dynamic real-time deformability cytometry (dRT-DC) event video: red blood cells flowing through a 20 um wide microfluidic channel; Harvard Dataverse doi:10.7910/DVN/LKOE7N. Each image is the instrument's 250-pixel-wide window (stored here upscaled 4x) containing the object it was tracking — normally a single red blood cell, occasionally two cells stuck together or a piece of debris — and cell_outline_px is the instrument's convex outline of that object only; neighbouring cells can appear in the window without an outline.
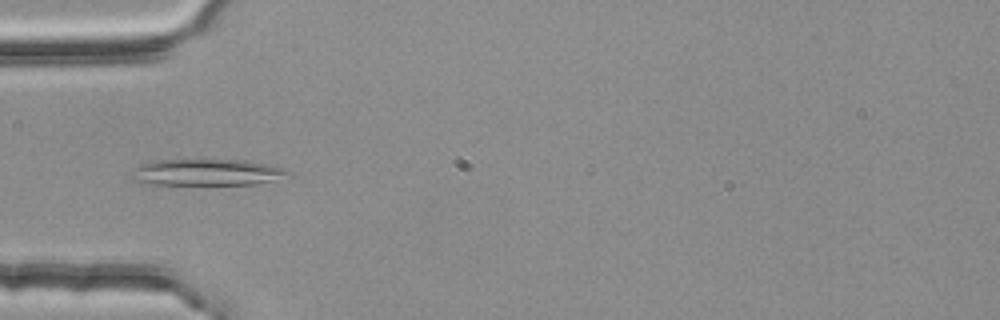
{"species": "common noctule bat (a hibernating species)", "species_latin": "Nyctalus noctula", "temperature_condition": "room temperature", "stored_images_in_passage": 35, "camera_frame_rate_fps": 3000, "um_per_image_px": 0.085, "animal": {"sex": "female", "body_mass_g": 25.1}, "frame": {"image": 1, "passage_image": 2, "time_ms": 0.333, "image_size_px": [1000, 320], "cell_outline_px": [[292, 172], [272, 180], [256, 184], [148, 184], [132, 180], [128, 176], [132, 168], [140, 164], [156, 160], [244, 160], [288, 168]], "centroid_in_image_um": [17.49, 14.64], "position_along_channel_um": 67.5, "area_um2": 24.16}}
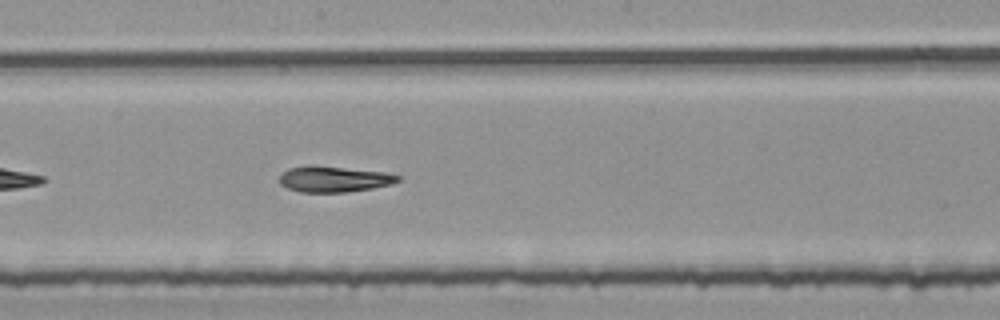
{"frame": {"image": 2, "passage_image": 14, "time_ms": 4.333, "image_size_px": [1000, 320], "cell_outline_px": [[400, 180], [392, 184], [372, 188], [348, 192], [300, 192], [288, 188], [280, 184], [280, 176], [288, 168], [308, 164], [384, 172], [400, 176]], "centroid_in_image_um": [28.36, 15.22], "position_along_channel_um": 219.8, "area_um2": 17.86}}
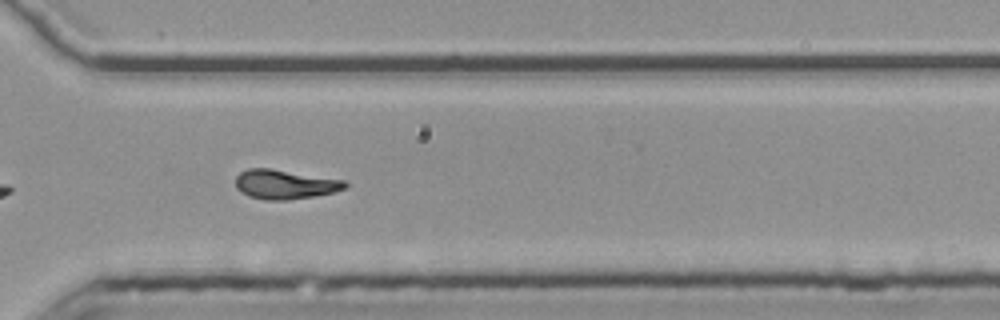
{"frame": {"image": 3, "passage_image": 24, "time_ms": 7.667, "image_size_px": [1000, 320], "cell_outline_px": [[348, 184], [344, 188], [332, 192], [312, 196], [288, 200], [264, 200], [248, 196], [240, 192], [236, 188], [236, 176], [240, 172], [248, 168], [268, 168], [344, 180]], "centroid_in_image_um": [24.15, 15.67], "position_along_channel_um": 346.5, "area_um2": 18.55}, "authors_computed_cell_mechanics": {"area_um2": 18.2648, "velocity_mm_per_s": 3.804, "shape_relaxation_time_tau1_ms": null, "shape_relaxation_time_tau2_ms": 4.4229, "deformation_change_tau1": null, "deformation_change_tau2": 0.1409}}